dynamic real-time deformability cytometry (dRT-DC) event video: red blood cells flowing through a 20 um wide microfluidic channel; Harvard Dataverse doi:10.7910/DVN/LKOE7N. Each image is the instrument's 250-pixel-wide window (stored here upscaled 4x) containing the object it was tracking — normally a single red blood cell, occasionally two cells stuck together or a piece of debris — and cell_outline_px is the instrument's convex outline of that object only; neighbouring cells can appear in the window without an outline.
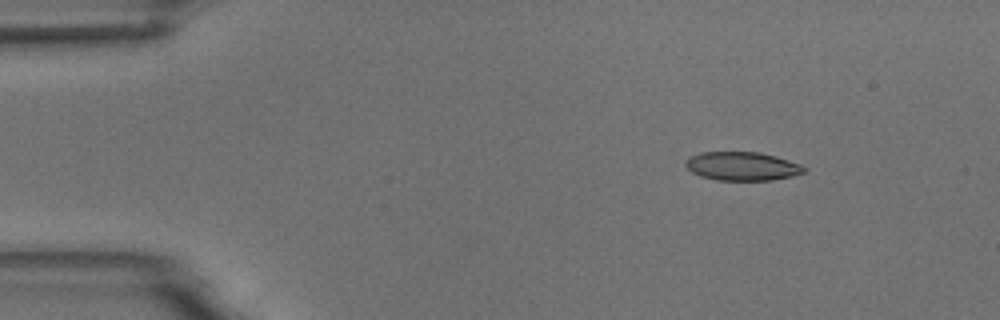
{"species": "common noctule bat (a hibernating species)", "species_latin": "Nyctalus noctula", "temperature_condition": "room temperature", "stored_images_in_passage": 4, "camera_frame_rate_fps": 3000, "um_per_image_px": 0.085, "animal": {"sex": "male", "body_mass_g": 18.8}, "frame": {"image": 1, "passage_image": 2, "time_ms": 1.333, "image_size_px": [1000, 320], "cell_outline_px": [[808, 168], [804, 172], [792, 176], [772, 180], [716, 180], [700, 176], [692, 172], [684, 164], [688, 156], [700, 152], [760, 152], [776, 156], [800, 164]], "centroid_in_image_um": [63.07, 14.12], "position_along_channel_um": 21.9, "area_um2": 19.88}}